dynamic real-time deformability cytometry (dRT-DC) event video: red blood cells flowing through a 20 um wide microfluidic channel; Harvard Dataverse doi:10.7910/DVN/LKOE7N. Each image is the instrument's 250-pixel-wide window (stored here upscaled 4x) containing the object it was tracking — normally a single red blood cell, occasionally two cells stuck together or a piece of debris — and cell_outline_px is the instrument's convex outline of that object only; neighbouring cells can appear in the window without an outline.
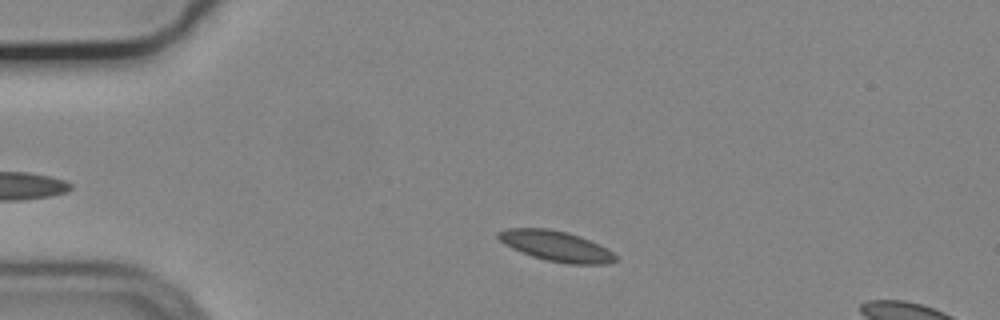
{"species": "common noctule bat (a hibernating species)", "species_latin": "Nyctalus noctula", "temperature_condition": "cold", "stored_images_in_passage": 43, "camera_frame_rate_fps": 3000, "um_per_image_px": 0.085, "animal": {"sex": "male", "body_mass_g": 19.2, "forearm_length_mm": 51.8}, "frame": {"image": 1, "passage_image": 6, "time_ms": 1.667, "image_size_px": [1000, 320], "cell_outline_px": [[616, 260], [608, 264], [568, 264], [548, 260], [532, 256], [512, 248], [504, 244], [496, 236], [496, 232], [508, 228], [548, 228], [568, 232], [580, 236], [600, 244], [612, 252], [616, 256]], "centroid_in_image_um": [47.26, 20.9], "position_along_channel_um": 37.7, "area_um2": 20.75}}
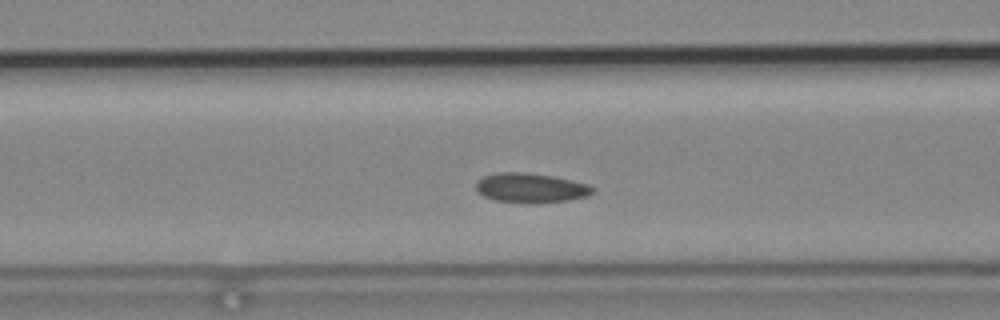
{"frame": {"image": 2, "passage_image": 16, "time_ms": 5.0, "image_size_px": [1000, 320], "cell_outline_px": [[592, 192], [588, 196], [568, 200], [536, 204], [524, 204], [496, 200], [484, 196], [476, 188], [476, 184], [484, 176], [496, 172], [524, 172], [552, 176], [572, 180], [588, 184], [592, 188]], "centroid_in_image_um": [45.11, 15.98], "position_along_channel_um": 121.5, "area_um2": 20.11}}
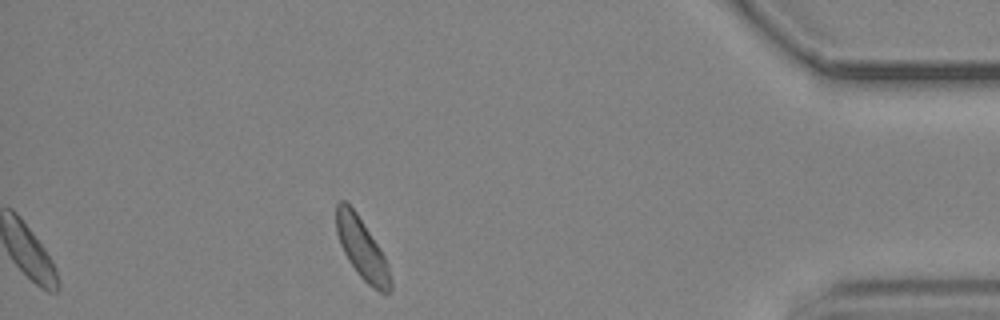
{"frame": {"image": 3, "passage_image": 43, "time_ms": 14.0, "image_size_px": [1000, 320], "cell_outline_px": [[392, 288], [388, 292], [380, 292], [372, 288], [356, 272], [348, 260], [340, 244], [336, 232], [336, 204], [340, 200], [344, 200], [356, 212], [380, 248], [388, 264], [392, 280]], "centroid_in_image_um": [30.77, 21.15], "position_along_channel_um": 404.4, "area_um2": 19.19}, "authors_computed_cell_mechanics": {"area_um2": 19.5942, "velocity_mm_per_s": 3.6636, "shape_relaxation_time_tau1_ms": null, "shape_relaxation_time_tau2_ms": 1.8912, "deformation_change_tau1": null, "deformation_change_tau2": 0.0579}}